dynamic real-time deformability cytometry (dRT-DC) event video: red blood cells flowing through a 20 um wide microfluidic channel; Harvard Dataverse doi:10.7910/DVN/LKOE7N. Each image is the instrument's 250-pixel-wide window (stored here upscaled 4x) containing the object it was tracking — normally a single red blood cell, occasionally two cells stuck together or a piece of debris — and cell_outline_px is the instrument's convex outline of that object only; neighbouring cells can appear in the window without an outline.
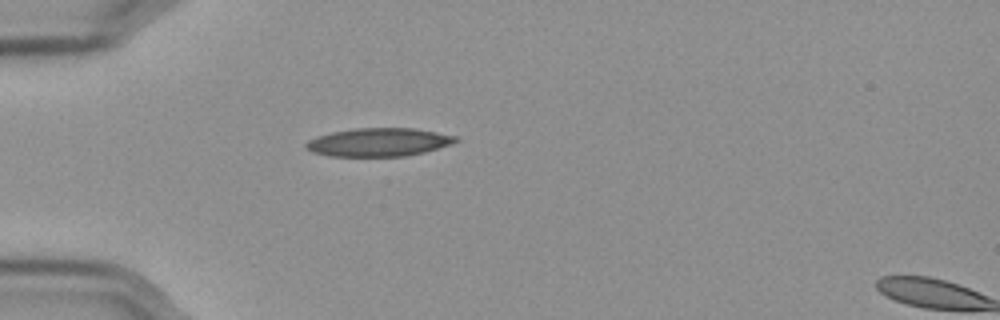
{"species": "Egyptian fruit bat (a non-hibernating species)", "species_latin": "Rousettus aegyptiacus", "temperature_condition": "cold", "stored_images_in_passage": 3, "camera_frame_rate_fps": 3000, "um_per_image_px": 0.085, "frame": {"image": 1, "passage_image": 1, "time_ms": 0.0, "image_size_px": [1000, 320], "cell_outline_px": [[460, 140], [452, 144], [424, 152], [408, 156], [328, 156], [312, 152], [304, 148], [304, 144], [308, 140], [316, 136], [332, 132], [356, 128], [412, 128], [436, 132], [456, 136]], "centroid_in_image_um": [32.16, 12.09], "position_along_channel_um": 52.8, "area_um2": 24.8}}